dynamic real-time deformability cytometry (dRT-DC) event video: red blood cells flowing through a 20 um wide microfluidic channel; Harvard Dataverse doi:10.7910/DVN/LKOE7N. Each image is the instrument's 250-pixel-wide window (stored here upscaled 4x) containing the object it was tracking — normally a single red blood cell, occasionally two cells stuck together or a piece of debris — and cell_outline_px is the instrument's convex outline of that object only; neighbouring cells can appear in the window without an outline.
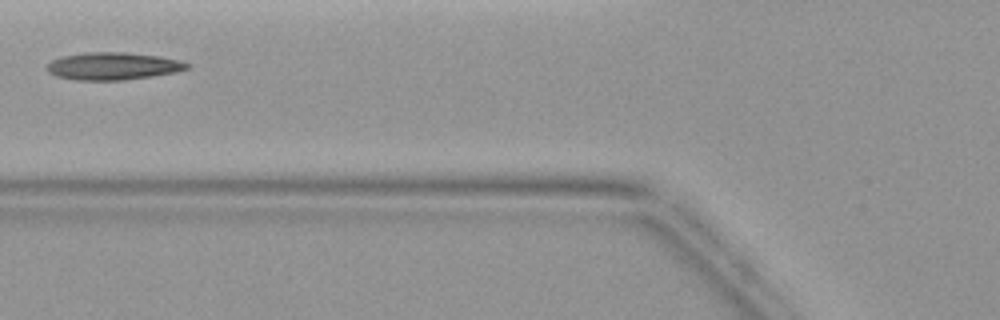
{"species": "common noctule bat (a hibernating species)", "species_latin": "Nyctalus noctula", "temperature_condition": "warm", "stored_images_in_passage": 4, "camera_frame_rate_fps": 3000, "um_per_image_px": 0.085, "animal": {"sex": "female", "body_mass_g": 19.9}, "frame": {"image": 1, "passage_image": 4, "time_ms": 3.333, "image_size_px": [1000, 320], "cell_outline_px": [[188, 68], [176, 72], [152, 76], [124, 80], [76, 80], [56, 76], [48, 72], [44, 68], [52, 60], [60, 56], [88, 52], [124, 52], [160, 56], [180, 60], [188, 64]], "centroid_in_image_um": [9.56, 5.61], "position_along_channel_um": 116.2, "area_um2": 22.48}}